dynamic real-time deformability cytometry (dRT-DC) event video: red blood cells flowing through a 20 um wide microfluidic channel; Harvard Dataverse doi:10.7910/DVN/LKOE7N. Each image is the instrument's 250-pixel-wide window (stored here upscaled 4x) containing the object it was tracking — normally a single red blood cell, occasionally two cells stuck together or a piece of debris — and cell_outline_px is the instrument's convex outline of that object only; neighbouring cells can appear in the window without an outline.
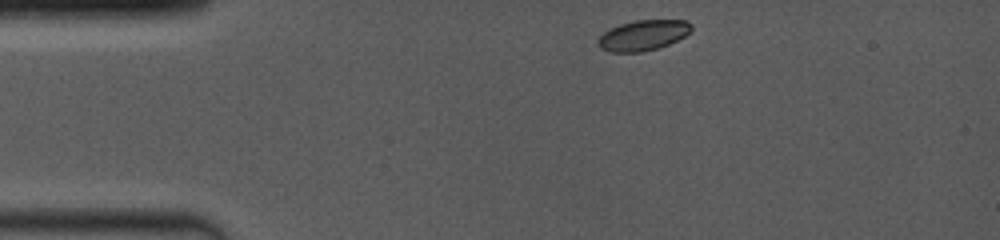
{"species": "common noctule bat (a hibernating species)", "species_latin": "Nyctalus noctula", "temperature_condition": "room temperature", "stored_images_in_passage": 32, "camera_frame_rate_fps": 4000, "um_per_image_px": 0.085, "animal": {"sex": "female", "body_mass_g": 19.0, "forearm_length_mm": 53.3}, "frame": {"image": 1, "passage_image": 1, "time_ms": 0.0, "image_size_px": [1000, 240], "cell_outline_px": [[692, 28], [684, 36], [668, 44], [656, 48], [640, 52], [612, 52], [600, 48], [596, 44], [596, 40], [604, 32], [620, 24], [636, 20], [688, 20], [692, 24]], "centroid_in_image_um": [54.64, 2.99], "position_along_channel_um": 30.4, "area_um2": 16.42}}
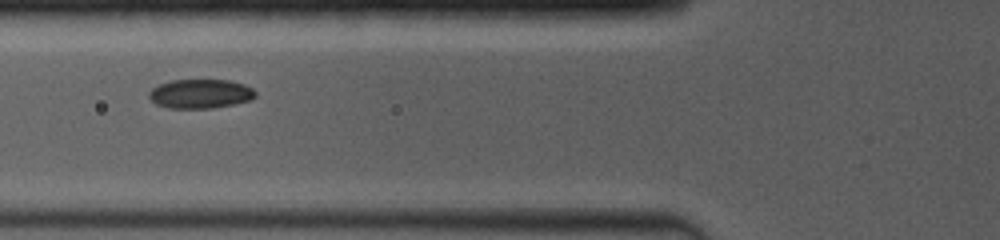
{"frame": {"image": 2, "passage_image": 14, "time_ms": 3.25, "image_size_px": [1000, 240], "cell_outline_px": [[256, 96], [252, 100], [212, 108], [168, 108], [156, 104], [148, 96], [148, 92], [152, 88], [160, 84], [172, 80], [232, 80], [244, 84], [252, 88], [256, 92]], "centroid_in_image_um": [17.04, 7.97], "position_along_channel_um": 108.8, "area_um2": 18.15}}
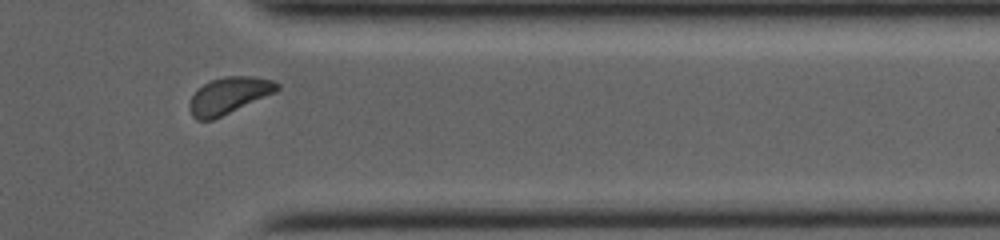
{"frame": {"image": 3, "passage_image": 27, "time_ms": 10.25, "image_size_px": [1000, 240], "cell_outline_px": [[280, 88], [276, 92], [212, 120], [196, 120], [192, 116], [188, 108], [188, 104], [192, 96], [204, 84], [212, 80], [224, 76], [252, 76], [276, 80], [280, 84]], "centroid_in_image_um": [19.47, 8.11], "position_along_channel_um": 391.9, "area_um2": 18.67}, "authors_computed_cell_mechanics": {"area_um2": 18.3226, "velocity_mm_per_s": 4.0523, "shape_relaxation_time_tau1_ms": 1.1568, "shape_relaxation_time_tau2_ms": null, "deformation_change_tau1": 0.0495, "deformation_change_tau2": null}}